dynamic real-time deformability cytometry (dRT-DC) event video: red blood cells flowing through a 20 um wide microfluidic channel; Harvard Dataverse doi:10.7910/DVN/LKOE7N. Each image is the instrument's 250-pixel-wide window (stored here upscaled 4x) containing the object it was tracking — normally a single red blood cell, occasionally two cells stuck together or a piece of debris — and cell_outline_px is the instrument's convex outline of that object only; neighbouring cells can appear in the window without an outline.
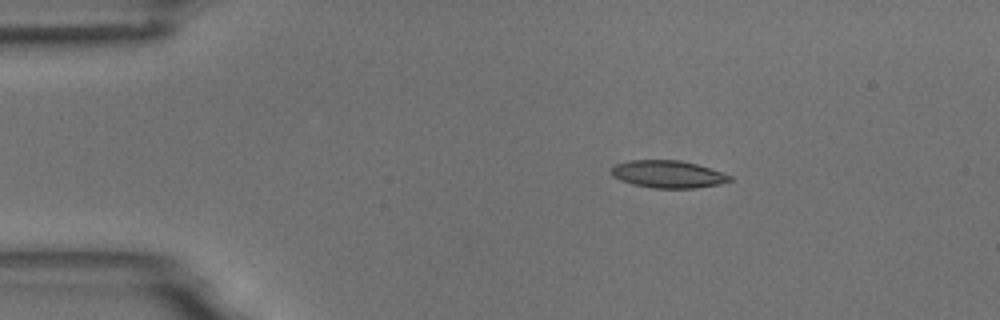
{"species": "common noctule bat (a hibernating species)", "species_latin": "Nyctalus noctula", "temperature_condition": "room temperature", "stored_images_in_passage": 4, "camera_frame_rate_fps": 3000, "um_per_image_px": 0.085, "animal": {"sex": "male", "body_mass_g": 18.8}, "frame": {"image": 1, "passage_image": 2, "time_ms": 1.333, "image_size_px": [1000, 320], "cell_outline_px": [[732, 180], [720, 184], [696, 188], [652, 188], [620, 180], [612, 176], [612, 168], [616, 164], [628, 160], [680, 160], [696, 164], [732, 176]], "centroid_in_image_um": [56.78, 14.8], "position_along_channel_um": 28.2, "area_um2": 18.73}}
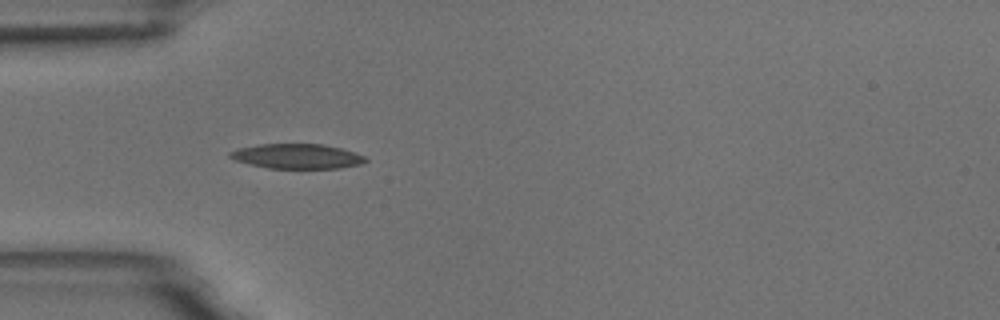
{"frame": {"image": 2, "passage_image": 4, "time_ms": 3.667, "image_size_px": [1000, 320], "cell_outline_px": [[368, 160], [360, 164], [340, 168], [268, 168], [248, 164], [236, 160], [228, 156], [228, 152], [240, 148], [260, 144], [324, 144], [340, 148], [364, 156]], "centroid_in_image_um": [25.23, 13.28], "position_along_channel_um": 59.8, "area_um2": 19.42}}